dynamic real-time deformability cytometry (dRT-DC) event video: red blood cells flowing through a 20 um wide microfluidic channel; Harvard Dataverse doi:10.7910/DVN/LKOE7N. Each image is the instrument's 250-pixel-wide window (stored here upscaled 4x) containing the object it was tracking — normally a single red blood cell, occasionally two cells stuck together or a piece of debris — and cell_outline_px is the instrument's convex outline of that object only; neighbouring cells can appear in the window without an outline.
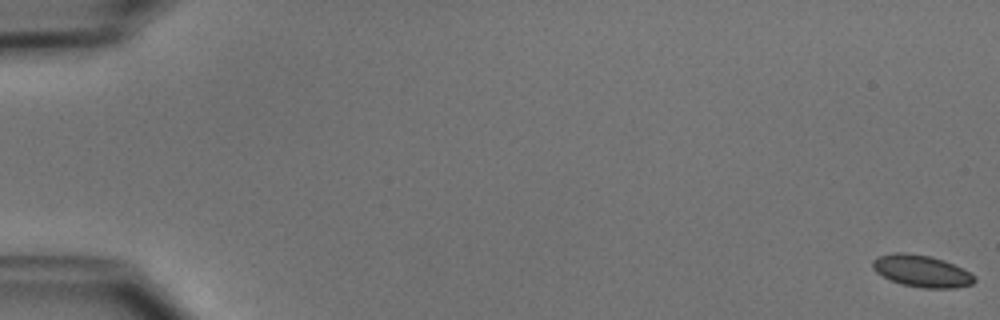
{"species": "common noctule bat (a hibernating species)", "species_latin": "Nyctalus noctula", "temperature_condition": "cold", "stored_images_in_passage": 16, "camera_frame_rate_fps": 3000, "um_per_image_px": 0.085, "animal": {"sex": "male", "body_mass_g": 15.6}, "frame": {"image": 1, "passage_image": 1, "time_ms": 0.0, "image_size_px": [1000, 320], "cell_outline_px": [[976, 280], [972, 284], [956, 288], [924, 288], [900, 284], [876, 272], [872, 268], [872, 260], [880, 256], [896, 252], [904, 252], [932, 256], [944, 260], [976, 276]], "centroid_in_image_um": [78.34, 23.04], "position_along_channel_um": 6.7, "area_um2": 18.84}}